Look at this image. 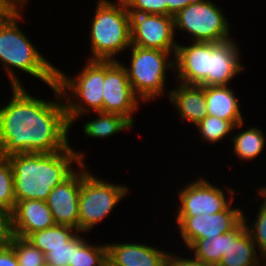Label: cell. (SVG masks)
<instances>
[{
    "label": "cell",
    "mask_w": 266,
    "mask_h": 266,
    "mask_svg": "<svg viewBox=\"0 0 266 266\" xmlns=\"http://www.w3.org/2000/svg\"><path fill=\"white\" fill-rule=\"evenodd\" d=\"M12 91L10 102L0 108V157L67 149L71 125L64 102L35 98L24 86Z\"/></svg>",
    "instance_id": "1"
},
{
    "label": "cell",
    "mask_w": 266,
    "mask_h": 266,
    "mask_svg": "<svg viewBox=\"0 0 266 266\" xmlns=\"http://www.w3.org/2000/svg\"><path fill=\"white\" fill-rule=\"evenodd\" d=\"M83 153L72 147L54 153L25 152L8 156L13 169L16 202L22 200L46 201L56 185L73 172L71 163H83Z\"/></svg>",
    "instance_id": "2"
},
{
    "label": "cell",
    "mask_w": 266,
    "mask_h": 266,
    "mask_svg": "<svg viewBox=\"0 0 266 266\" xmlns=\"http://www.w3.org/2000/svg\"><path fill=\"white\" fill-rule=\"evenodd\" d=\"M19 10H14L0 25V60L10 77L11 87H22L12 68L16 67L48 86L56 83V67L42 56L19 29ZM12 67V68H11Z\"/></svg>",
    "instance_id": "3"
},
{
    "label": "cell",
    "mask_w": 266,
    "mask_h": 266,
    "mask_svg": "<svg viewBox=\"0 0 266 266\" xmlns=\"http://www.w3.org/2000/svg\"><path fill=\"white\" fill-rule=\"evenodd\" d=\"M105 79V61L89 60L83 70L72 79L61 70L56 69V83L50 85L58 100L65 97V109L70 125L89 110L102 112L103 105V85ZM73 93L78 101L86 104V107L78 101H69L71 96L67 92ZM75 102V103H74ZM81 104V105H80Z\"/></svg>",
    "instance_id": "4"
},
{
    "label": "cell",
    "mask_w": 266,
    "mask_h": 266,
    "mask_svg": "<svg viewBox=\"0 0 266 266\" xmlns=\"http://www.w3.org/2000/svg\"><path fill=\"white\" fill-rule=\"evenodd\" d=\"M91 27L90 60L114 61L115 54L130 48L131 32L123 0H98Z\"/></svg>",
    "instance_id": "5"
},
{
    "label": "cell",
    "mask_w": 266,
    "mask_h": 266,
    "mask_svg": "<svg viewBox=\"0 0 266 266\" xmlns=\"http://www.w3.org/2000/svg\"><path fill=\"white\" fill-rule=\"evenodd\" d=\"M131 64L124 66L134 94L144 102L164 95L167 69L175 67L174 60H168L172 51L145 49L130 46ZM169 61V62H168ZM169 67V68H168Z\"/></svg>",
    "instance_id": "6"
},
{
    "label": "cell",
    "mask_w": 266,
    "mask_h": 266,
    "mask_svg": "<svg viewBox=\"0 0 266 266\" xmlns=\"http://www.w3.org/2000/svg\"><path fill=\"white\" fill-rule=\"evenodd\" d=\"M79 167L82 170L78 232L83 233L110 214L116 204L128 193V187L95 178L87 171L84 162Z\"/></svg>",
    "instance_id": "7"
},
{
    "label": "cell",
    "mask_w": 266,
    "mask_h": 266,
    "mask_svg": "<svg viewBox=\"0 0 266 266\" xmlns=\"http://www.w3.org/2000/svg\"><path fill=\"white\" fill-rule=\"evenodd\" d=\"M173 17L175 29L188 31L194 42L221 43L231 39L227 19L211 0H197Z\"/></svg>",
    "instance_id": "8"
},
{
    "label": "cell",
    "mask_w": 266,
    "mask_h": 266,
    "mask_svg": "<svg viewBox=\"0 0 266 266\" xmlns=\"http://www.w3.org/2000/svg\"><path fill=\"white\" fill-rule=\"evenodd\" d=\"M128 13L131 45L145 49L176 52L174 40V17L169 15L151 14L132 8L123 0Z\"/></svg>",
    "instance_id": "9"
},
{
    "label": "cell",
    "mask_w": 266,
    "mask_h": 266,
    "mask_svg": "<svg viewBox=\"0 0 266 266\" xmlns=\"http://www.w3.org/2000/svg\"><path fill=\"white\" fill-rule=\"evenodd\" d=\"M243 216L241 209L232 208L230 203L223 211L212 215L176 216V222L189 248L199 239L213 238L234 230L243 221Z\"/></svg>",
    "instance_id": "10"
},
{
    "label": "cell",
    "mask_w": 266,
    "mask_h": 266,
    "mask_svg": "<svg viewBox=\"0 0 266 266\" xmlns=\"http://www.w3.org/2000/svg\"><path fill=\"white\" fill-rule=\"evenodd\" d=\"M123 65L119 60L105 61L102 112L121 115L133 125L131 115L138 108L139 98L132 90Z\"/></svg>",
    "instance_id": "11"
},
{
    "label": "cell",
    "mask_w": 266,
    "mask_h": 266,
    "mask_svg": "<svg viewBox=\"0 0 266 266\" xmlns=\"http://www.w3.org/2000/svg\"><path fill=\"white\" fill-rule=\"evenodd\" d=\"M225 193L218 186L203 178L195 180L179 192L180 206L176 216H197L223 211L233 199L226 200Z\"/></svg>",
    "instance_id": "12"
},
{
    "label": "cell",
    "mask_w": 266,
    "mask_h": 266,
    "mask_svg": "<svg viewBox=\"0 0 266 266\" xmlns=\"http://www.w3.org/2000/svg\"><path fill=\"white\" fill-rule=\"evenodd\" d=\"M81 170H76L50 192L46 203L56 225L70 226L78 230Z\"/></svg>",
    "instance_id": "13"
},
{
    "label": "cell",
    "mask_w": 266,
    "mask_h": 266,
    "mask_svg": "<svg viewBox=\"0 0 266 266\" xmlns=\"http://www.w3.org/2000/svg\"><path fill=\"white\" fill-rule=\"evenodd\" d=\"M56 225L53 215L42 200H22L16 202L9 214L10 235L26 238L29 234L45 230Z\"/></svg>",
    "instance_id": "14"
},
{
    "label": "cell",
    "mask_w": 266,
    "mask_h": 266,
    "mask_svg": "<svg viewBox=\"0 0 266 266\" xmlns=\"http://www.w3.org/2000/svg\"><path fill=\"white\" fill-rule=\"evenodd\" d=\"M174 58L179 83L200 86L208 78L209 42H194L189 46L178 44Z\"/></svg>",
    "instance_id": "15"
},
{
    "label": "cell",
    "mask_w": 266,
    "mask_h": 266,
    "mask_svg": "<svg viewBox=\"0 0 266 266\" xmlns=\"http://www.w3.org/2000/svg\"><path fill=\"white\" fill-rule=\"evenodd\" d=\"M239 55L237 44L232 39L221 43L209 42V75L200 86L228 85L234 76L243 71Z\"/></svg>",
    "instance_id": "16"
},
{
    "label": "cell",
    "mask_w": 266,
    "mask_h": 266,
    "mask_svg": "<svg viewBox=\"0 0 266 266\" xmlns=\"http://www.w3.org/2000/svg\"><path fill=\"white\" fill-rule=\"evenodd\" d=\"M111 266H164L167 253L145 244H106Z\"/></svg>",
    "instance_id": "17"
},
{
    "label": "cell",
    "mask_w": 266,
    "mask_h": 266,
    "mask_svg": "<svg viewBox=\"0 0 266 266\" xmlns=\"http://www.w3.org/2000/svg\"><path fill=\"white\" fill-rule=\"evenodd\" d=\"M246 216L228 232V247L217 266H261L257 259L255 243L246 229Z\"/></svg>",
    "instance_id": "18"
},
{
    "label": "cell",
    "mask_w": 266,
    "mask_h": 266,
    "mask_svg": "<svg viewBox=\"0 0 266 266\" xmlns=\"http://www.w3.org/2000/svg\"><path fill=\"white\" fill-rule=\"evenodd\" d=\"M170 101L177 107L181 119L197 125L208 114L206 109L205 87L180 83L170 90Z\"/></svg>",
    "instance_id": "19"
},
{
    "label": "cell",
    "mask_w": 266,
    "mask_h": 266,
    "mask_svg": "<svg viewBox=\"0 0 266 266\" xmlns=\"http://www.w3.org/2000/svg\"><path fill=\"white\" fill-rule=\"evenodd\" d=\"M207 114L238 125L243 121L240 105L232 89L225 86L205 87Z\"/></svg>",
    "instance_id": "20"
},
{
    "label": "cell",
    "mask_w": 266,
    "mask_h": 266,
    "mask_svg": "<svg viewBox=\"0 0 266 266\" xmlns=\"http://www.w3.org/2000/svg\"><path fill=\"white\" fill-rule=\"evenodd\" d=\"M72 230L75 231L74 234ZM77 232V229L70 226L54 225L51 228L31 233L25 239L46 254L51 248L64 247Z\"/></svg>",
    "instance_id": "21"
},
{
    "label": "cell",
    "mask_w": 266,
    "mask_h": 266,
    "mask_svg": "<svg viewBox=\"0 0 266 266\" xmlns=\"http://www.w3.org/2000/svg\"><path fill=\"white\" fill-rule=\"evenodd\" d=\"M96 113L99 115L98 118L84 125L83 130L87 137L104 138L132 127V124L121 115L101 111Z\"/></svg>",
    "instance_id": "22"
},
{
    "label": "cell",
    "mask_w": 266,
    "mask_h": 266,
    "mask_svg": "<svg viewBox=\"0 0 266 266\" xmlns=\"http://www.w3.org/2000/svg\"><path fill=\"white\" fill-rule=\"evenodd\" d=\"M73 237V263L69 266H106L107 245H91L78 235Z\"/></svg>",
    "instance_id": "23"
},
{
    "label": "cell",
    "mask_w": 266,
    "mask_h": 266,
    "mask_svg": "<svg viewBox=\"0 0 266 266\" xmlns=\"http://www.w3.org/2000/svg\"><path fill=\"white\" fill-rule=\"evenodd\" d=\"M228 233L217 235L213 238L199 239L195 241L189 249H193L194 257L201 262L217 266L227 251Z\"/></svg>",
    "instance_id": "24"
},
{
    "label": "cell",
    "mask_w": 266,
    "mask_h": 266,
    "mask_svg": "<svg viewBox=\"0 0 266 266\" xmlns=\"http://www.w3.org/2000/svg\"><path fill=\"white\" fill-rule=\"evenodd\" d=\"M261 129L257 127L247 128L238 135L233 136L234 152L241 160H251L262 152L265 146V138Z\"/></svg>",
    "instance_id": "25"
},
{
    "label": "cell",
    "mask_w": 266,
    "mask_h": 266,
    "mask_svg": "<svg viewBox=\"0 0 266 266\" xmlns=\"http://www.w3.org/2000/svg\"><path fill=\"white\" fill-rule=\"evenodd\" d=\"M242 124L243 122L235 125L232 121H226L215 116L207 115L196 127H198L199 132H201V139L215 144V142L225 138L226 135L228 136L233 129L241 127Z\"/></svg>",
    "instance_id": "26"
},
{
    "label": "cell",
    "mask_w": 266,
    "mask_h": 266,
    "mask_svg": "<svg viewBox=\"0 0 266 266\" xmlns=\"http://www.w3.org/2000/svg\"><path fill=\"white\" fill-rule=\"evenodd\" d=\"M5 240L13 247L19 266H42L46 262L45 254L25 238L9 235Z\"/></svg>",
    "instance_id": "27"
},
{
    "label": "cell",
    "mask_w": 266,
    "mask_h": 266,
    "mask_svg": "<svg viewBox=\"0 0 266 266\" xmlns=\"http://www.w3.org/2000/svg\"><path fill=\"white\" fill-rule=\"evenodd\" d=\"M15 205L13 169L7 157H0V207L10 214Z\"/></svg>",
    "instance_id": "28"
},
{
    "label": "cell",
    "mask_w": 266,
    "mask_h": 266,
    "mask_svg": "<svg viewBox=\"0 0 266 266\" xmlns=\"http://www.w3.org/2000/svg\"><path fill=\"white\" fill-rule=\"evenodd\" d=\"M259 194L264 197L263 204H261L259 211L257 212V218L255 223L250 229V226L246 224V229L250 233L252 240L255 241V245H258L260 255L266 261V188H260ZM264 261V266H266Z\"/></svg>",
    "instance_id": "29"
},
{
    "label": "cell",
    "mask_w": 266,
    "mask_h": 266,
    "mask_svg": "<svg viewBox=\"0 0 266 266\" xmlns=\"http://www.w3.org/2000/svg\"><path fill=\"white\" fill-rule=\"evenodd\" d=\"M45 260L56 266H69L70 263H73V238L64 247L51 248L45 254Z\"/></svg>",
    "instance_id": "30"
},
{
    "label": "cell",
    "mask_w": 266,
    "mask_h": 266,
    "mask_svg": "<svg viewBox=\"0 0 266 266\" xmlns=\"http://www.w3.org/2000/svg\"><path fill=\"white\" fill-rule=\"evenodd\" d=\"M132 8L151 14L167 15L165 0H125Z\"/></svg>",
    "instance_id": "31"
},
{
    "label": "cell",
    "mask_w": 266,
    "mask_h": 266,
    "mask_svg": "<svg viewBox=\"0 0 266 266\" xmlns=\"http://www.w3.org/2000/svg\"><path fill=\"white\" fill-rule=\"evenodd\" d=\"M0 266H19L13 247L6 241H0Z\"/></svg>",
    "instance_id": "32"
},
{
    "label": "cell",
    "mask_w": 266,
    "mask_h": 266,
    "mask_svg": "<svg viewBox=\"0 0 266 266\" xmlns=\"http://www.w3.org/2000/svg\"><path fill=\"white\" fill-rule=\"evenodd\" d=\"M164 266H211L207 265L196 258H180L179 256H174L172 254H167L164 261Z\"/></svg>",
    "instance_id": "33"
},
{
    "label": "cell",
    "mask_w": 266,
    "mask_h": 266,
    "mask_svg": "<svg viewBox=\"0 0 266 266\" xmlns=\"http://www.w3.org/2000/svg\"><path fill=\"white\" fill-rule=\"evenodd\" d=\"M197 0H165L167 3V15L175 16L179 11Z\"/></svg>",
    "instance_id": "34"
},
{
    "label": "cell",
    "mask_w": 266,
    "mask_h": 266,
    "mask_svg": "<svg viewBox=\"0 0 266 266\" xmlns=\"http://www.w3.org/2000/svg\"><path fill=\"white\" fill-rule=\"evenodd\" d=\"M9 235V214L0 207V241H4Z\"/></svg>",
    "instance_id": "35"
},
{
    "label": "cell",
    "mask_w": 266,
    "mask_h": 266,
    "mask_svg": "<svg viewBox=\"0 0 266 266\" xmlns=\"http://www.w3.org/2000/svg\"><path fill=\"white\" fill-rule=\"evenodd\" d=\"M13 11L14 9L6 4L0 6V25Z\"/></svg>",
    "instance_id": "36"
},
{
    "label": "cell",
    "mask_w": 266,
    "mask_h": 266,
    "mask_svg": "<svg viewBox=\"0 0 266 266\" xmlns=\"http://www.w3.org/2000/svg\"><path fill=\"white\" fill-rule=\"evenodd\" d=\"M0 1L3 4H6V5L10 6L14 10H19L20 7H22V6H24L26 4V0H0Z\"/></svg>",
    "instance_id": "37"
},
{
    "label": "cell",
    "mask_w": 266,
    "mask_h": 266,
    "mask_svg": "<svg viewBox=\"0 0 266 266\" xmlns=\"http://www.w3.org/2000/svg\"><path fill=\"white\" fill-rule=\"evenodd\" d=\"M42 266H56V265H52V264L45 262Z\"/></svg>",
    "instance_id": "38"
}]
</instances>
